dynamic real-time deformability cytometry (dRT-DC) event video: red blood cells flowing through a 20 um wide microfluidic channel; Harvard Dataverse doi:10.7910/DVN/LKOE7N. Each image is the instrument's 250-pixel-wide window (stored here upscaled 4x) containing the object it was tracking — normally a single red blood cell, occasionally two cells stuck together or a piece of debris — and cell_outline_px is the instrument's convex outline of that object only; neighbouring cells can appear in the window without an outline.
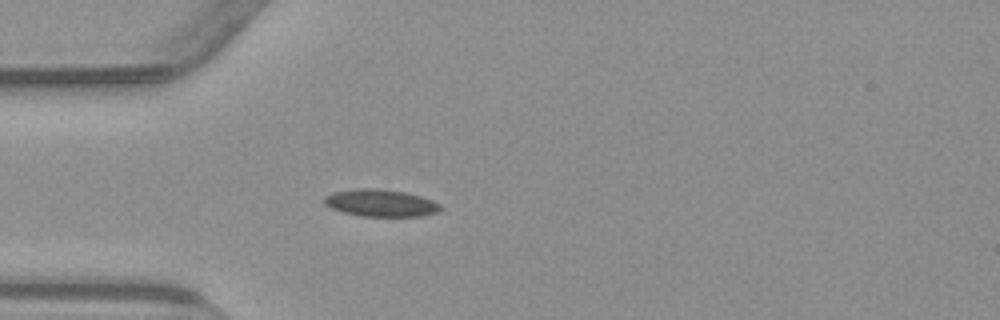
{"species": "common noctule bat (a hibernating species)", "species_latin": "Nyctalus noctula", "temperature_condition": "warm", "stored_images_in_passage": 32, "camera_frame_rate_fps": 3000, "um_per_image_px": 0.085, "animal": {"sex": "male", "body_mass_g": 23.1, "forearm_length_mm": 52.7}, "frame": {"image": 1, "passage_image": 1, "time_ms": 0.0, "image_size_px": [1000, 320], "cell_outline_px": [[440, 208], [436, 212], [420, 216], [360, 216], [344, 212], [332, 208], [324, 204], [324, 196], [332, 192], [356, 188], [376, 188], [404, 192], [420, 196], [432, 200], [440, 204]], "centroid_in_image_um": [32.31, 17.24], "position_along_channel_um": 52.7, "area_um2": 18.26}}
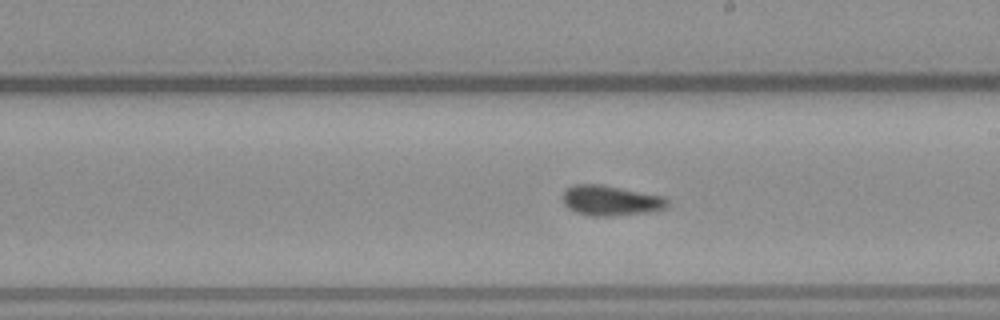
{"frame": {"image": 2, "passage_image": 16, "time_ms": 5.0, "image_size_px": [1000, 320], "cell_outline_px": [[668, 204], [664, 208], [648, 212], [612, 216], [592, 216], [576, 212], [568, 208], [564, 204], [564, 188], [572, 184], [604, 184], [664, 196], [668, 200]], "centroid_in_image_um": [51.89, 17.03], "position_along_channel_um": 237.1, "area_um2": 18.55}}
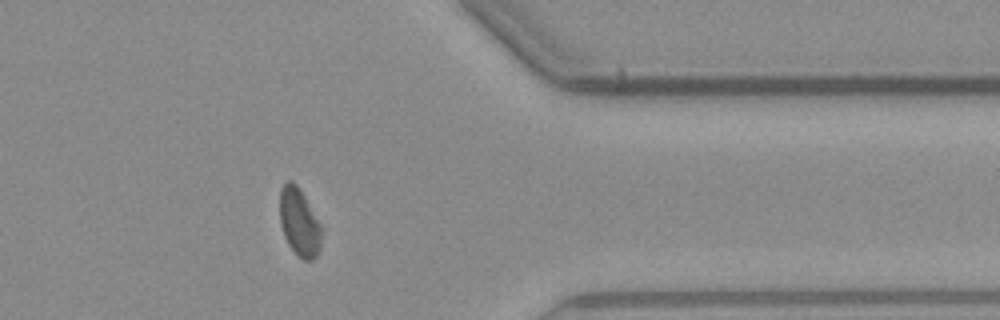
{"frame": {"image": 3, "passage_image": 29, "time_ms": 9.333, "image_size_px": [1000, 320], "cell_outline_px": [[324, 228], [320, 248], [316, 256], [312, 260], [304, 260], [288, 244], [284, 236], [280, 224], [280, 188], [288, 180], [292, 180], [300, 188]], "centroid_in_image_um": [25.47, 18.87], "position_along_channel_um": 385.9, "area_um2": 16.82}, "authors_computed_cell_mechanics": {"area_um2": 17.918, "velocity_mm_per_s": 3.8293, "shape_relaxation_time_tau1_ms": null, "shape_relaxation_time_tau2_ms": 2.225, "deformation_change_tau1": null, "deformation_change_tau2": 0.0899}}